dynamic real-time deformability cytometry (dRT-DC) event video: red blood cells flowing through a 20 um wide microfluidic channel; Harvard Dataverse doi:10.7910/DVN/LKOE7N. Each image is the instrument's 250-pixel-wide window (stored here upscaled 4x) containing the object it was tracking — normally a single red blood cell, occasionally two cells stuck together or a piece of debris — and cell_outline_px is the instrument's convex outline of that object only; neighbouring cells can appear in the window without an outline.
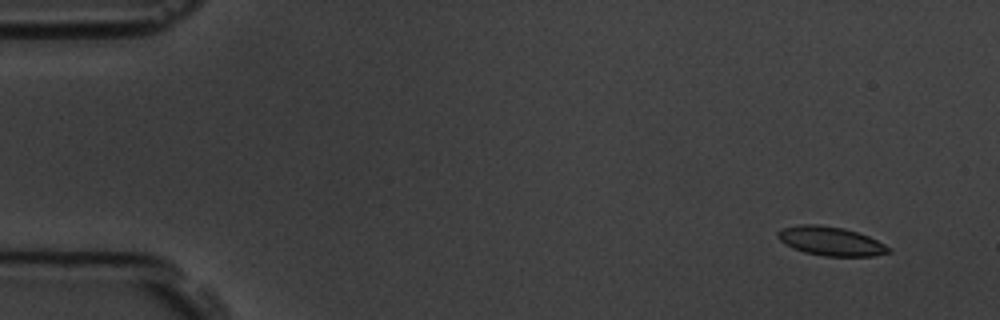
{"species": "common noctule bat (a hibernating species)", "species_latin": "Nyctalus noctula", "temperature_condition": "room temperature", "stored_images_in_passage": 5, "camera_frame_rate_fps": 3000, "um_per_image_px": 0.085, "animal": {"sex": "male", "body_mass_g": 19.5, "forearm_length_mm": 54.6}, "frame": {"image": 1, "passage_image": 1, "time_ms": 0.0, "image_size_px": [1000, 320], "cell_outline_px": [[892, 252], [872, 256], [824, 256], [804, 252], [792, 248], [784, 244], [776, 236], [776, 232], [784, 228], [796, 224], [816, 224], [844, 228], [868, 236], [892, 248]], "centroid_in_image_um": [70.59, 20.5], "position_along_channel_um": 14.4, "area_um2": 18.79}}
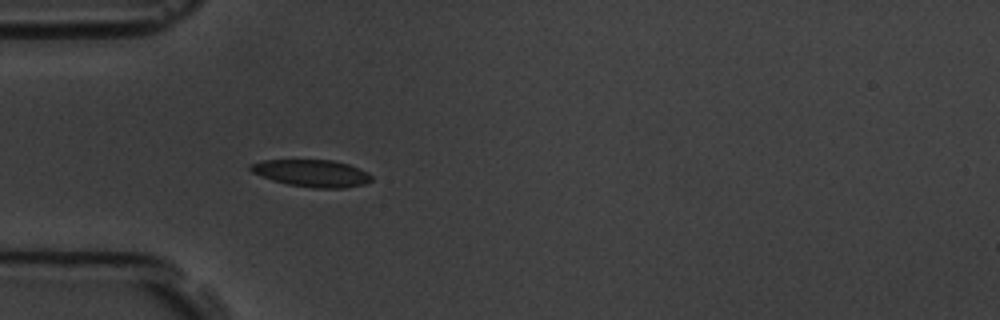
{"frame": {"image": 2, "passage_image": 5, "time_ms": 4.333, "image_size_px": [1000, 320], "cell_outline_px": [[372, 180], [364, 184], [344, 188], [312, 188], [288, 184], [272, 180], [252, 172], [248, 168], [252, 164], [264, 160], [332, 160], [348, 164], [368, 172], [372, 176]], "centroid_in_image_um": [26.53, 14.73], "position_along_channel_um": 58.5, "area_um2": 19.02}}